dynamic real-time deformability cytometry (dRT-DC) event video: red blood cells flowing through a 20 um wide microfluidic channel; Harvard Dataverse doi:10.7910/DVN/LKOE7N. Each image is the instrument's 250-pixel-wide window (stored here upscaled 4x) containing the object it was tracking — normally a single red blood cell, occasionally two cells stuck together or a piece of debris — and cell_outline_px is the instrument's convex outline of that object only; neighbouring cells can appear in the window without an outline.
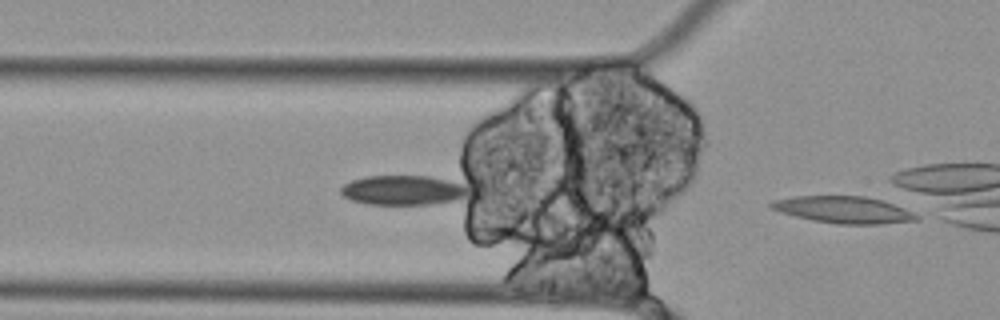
{"species": "Egyptian fruit bat (a non-hibernating species)", "species_latin": "Rousettus aegyptiacus", "temperature_condition": "cold", "stored_images_in_passage": 9, "camera_frame_rate_fps": 3000, "um_per_image_px": 0.085, "animal": {"sex": "female"}, "frame": {"image": 1, "passage_image": 9, "time_ms": 2.667, "image_size_px": [1000, 320], "cell_outline_px": [[920, 220], [880, 224], [836, 224], [812, 220], [780, 212], [772, 208], [768, 204], [776, 200], [796, 196], [864, 196], [880, 200], [904, 208], [920, 216]], "centroid_in_image_um": [71.74, 17.84], "position_along_channel_um": 54.1, "area_um2": 22.54}}